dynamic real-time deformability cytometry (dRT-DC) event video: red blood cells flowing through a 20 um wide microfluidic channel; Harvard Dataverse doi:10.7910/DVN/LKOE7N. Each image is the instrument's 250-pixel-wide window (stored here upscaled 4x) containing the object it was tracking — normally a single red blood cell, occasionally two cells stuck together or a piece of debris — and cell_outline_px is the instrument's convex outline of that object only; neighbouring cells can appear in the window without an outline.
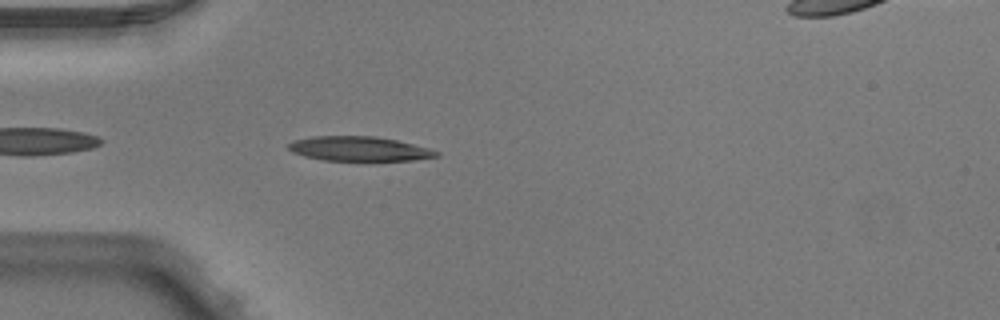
{"species": "Egyptian fruit bat (a non-hibernating species)", "species_latin": "Rousettus aegyptiacus", "temperature_condition": "warm", "stored_images_in_passage": 3, "camera_frame_rate_fps": 3000, "um_per_image_px": 0.085, "animal": {"sex": "male"}, "frame": {"image": 1, "passage_image": 3, "time_ms": 0.667, "image_size_px": [1000, 320], "cell_outline_px": [[440, 156], [412, 160], [324, 160], [304, 156], [292, 152], [288, 148], [288, 144], [292, 140], [312, 136], [376, 136], [396, 140], [428, 148], [440, 152]], "centroid_in_image_um": [30.5, 12.64], "position_along_channel_um": 54.5, "area_um2": 21.04}}